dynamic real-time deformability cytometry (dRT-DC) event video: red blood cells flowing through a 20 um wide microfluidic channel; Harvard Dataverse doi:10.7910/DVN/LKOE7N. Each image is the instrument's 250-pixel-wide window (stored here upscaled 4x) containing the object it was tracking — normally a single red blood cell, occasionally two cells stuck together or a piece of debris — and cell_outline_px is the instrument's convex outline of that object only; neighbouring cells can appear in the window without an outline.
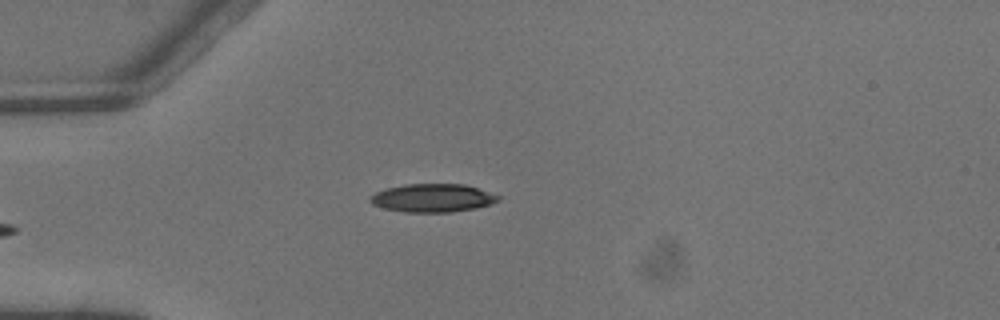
{"species": "common noctule bat (a hibernating species)", "species_latin": "Nyctalus noctula", "temperature_condition": "warm", "stored_images_in_passage": 3, "camera_frame_rate_fps": 3000, "um_per_image_px": 0.085, "animal": {"sex": "male", "body_mass_g": 13.3}, "frame": {"image": 1, "passage_image": 3, "time_ms": 0.667, "image_size_px": [1000, 320], "cell_outline_px": [[500, 200], [492, 204], [452, 212], [404, 212], [384, 208], [372, 204], [368, 200], [368, 196], [376, 192], [388, 188], [404, 184], [464, 184], [500, 196]], "centroid_in_image_um": [36.73, 16.83], "position_along_channel_um": 48.3, "area_um2": 20.98}}